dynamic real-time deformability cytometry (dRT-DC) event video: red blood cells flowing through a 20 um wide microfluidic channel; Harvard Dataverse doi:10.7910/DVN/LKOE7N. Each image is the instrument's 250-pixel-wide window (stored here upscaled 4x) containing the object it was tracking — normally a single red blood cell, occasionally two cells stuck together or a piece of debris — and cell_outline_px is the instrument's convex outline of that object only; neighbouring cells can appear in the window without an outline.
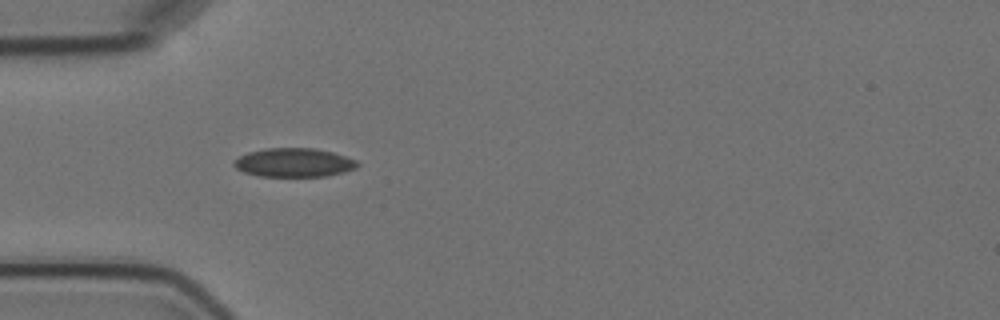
{"species": "Egyptian fruit bat (a non-hibernating species)", "species_latin": "Rousettus aegyptiacus", "temperature_condition": "cold", "stored_images_in_passage": 2, "camera_frame_rate_fps": 3000, "um_per_image_px": 0.085, "animal": {"sex": "female"}, "frame": {"image": 1, "passage_image": 1, "time_ms": 0.0, "image_size_px": [1000, 320], "cell_outline_px": [[360, 164], [356, 168], [344, 172], [328, 176], [260, 176], [244, 172], [236, 168], [232, 164], [232, 160], [248, 152], [264, 148], [316, 148], [332, 152], [356, 160]], "centroid_in_image_um": [24.97, 13.81], "position_along_channel_um": 60.0, "area_um2": 20.81}}
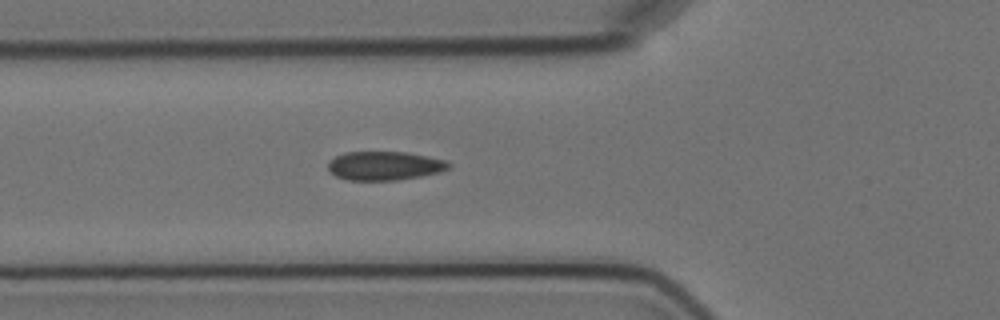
{"frame": {"image": 2, "passage_image": 2, "time_ms": 1.0, "image_size_px": [1000, 320], "cell_outline_px": [[452, 168], [440, 172], [420, 176], [396, 180], [348, 180], [336, 176], [328, 168], [328, 164], [336, 156], [344, 152], [404, 152], [448, 160], [452, 164]], "centroid_in_image_um": [32.75, 14.09], "position_along_channel_um": 93.1, "area_um2": 20.23}}